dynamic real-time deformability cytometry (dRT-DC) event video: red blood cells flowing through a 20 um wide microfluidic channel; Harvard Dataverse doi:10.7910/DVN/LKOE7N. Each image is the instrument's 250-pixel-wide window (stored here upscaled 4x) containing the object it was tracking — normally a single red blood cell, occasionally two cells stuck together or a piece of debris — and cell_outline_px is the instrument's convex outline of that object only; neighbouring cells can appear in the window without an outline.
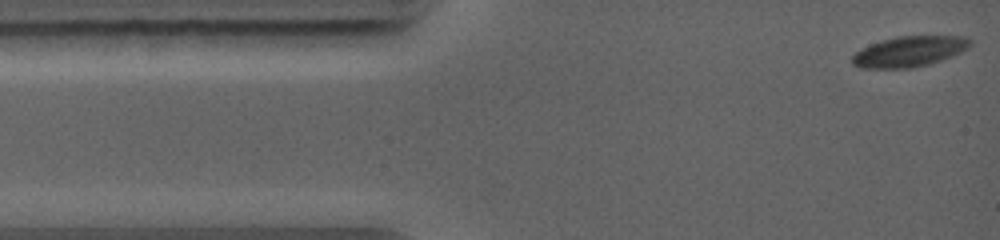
{"species": "common noctule bat (a hibernating species)", "species_latin": "Nyctalus noctula", "temperature_condition": "warm", "stored_images_in_passage": 9, "camera_frame_rate_fps": 5000, "um_per_image_px": 0.085, "animal": {"sex": "female", "body_mass_g": 19.0, "forearm_length_mm": 56.7}, "frame": {"image": 1, "passage_image": 1, "time_ms": 0.0, "image_size_px": [1000, 240], "cell_outline_px": [[972, 44], [968, 48], [952, 56], [928, 64], [912, 68], [860, 68], [852, 64], [852, 56], [856, 52], [872, 44], [896, 36], [964, 36], [972, 40]], "centroid_in_image_um": [77.31, 4.38], "position_along_channel_um": 7.7, "area_um2": 20.81}}
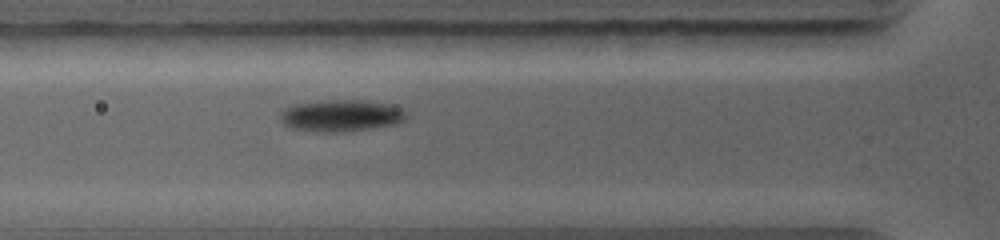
{"frame": {"image": 2, "passage_image": 5, "time_ms": 3.4, "image_size_px": [1000, 240], "cell_outline_px": [[404, 120], [396, 124], [340, 132], [316, 132], [292, 128], [284, 124], [280, 120], [280, 112], [296, 104], [328, 100], [356, 100], [384, 104], [400, 108], [404, 112]], "centroid_in_image_um": [28.93, 9.84], "position_along_channel_um": 96.9, "area_um2": 22.72}}
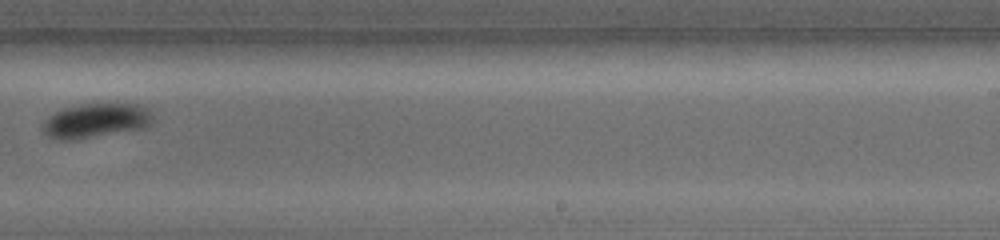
{"frame": {"image": 3, "passage_image": 9, "time_ms": 7.4, "image_size_px": [1000, 240], "cell_outline_px": [[152, 124], [144, 128], [76, 140], [56, 140], [48, 136], [40, 128], [40, 124], [44, 120], [56, 112], [64, 108], [84, 104], [136, 104], [144, 108], [148, 112], [152, 120]], "centroid_in_image_um": [8.07, 10.28], "position_along_channel_um": 280.9, "area_um2": 21.96}}